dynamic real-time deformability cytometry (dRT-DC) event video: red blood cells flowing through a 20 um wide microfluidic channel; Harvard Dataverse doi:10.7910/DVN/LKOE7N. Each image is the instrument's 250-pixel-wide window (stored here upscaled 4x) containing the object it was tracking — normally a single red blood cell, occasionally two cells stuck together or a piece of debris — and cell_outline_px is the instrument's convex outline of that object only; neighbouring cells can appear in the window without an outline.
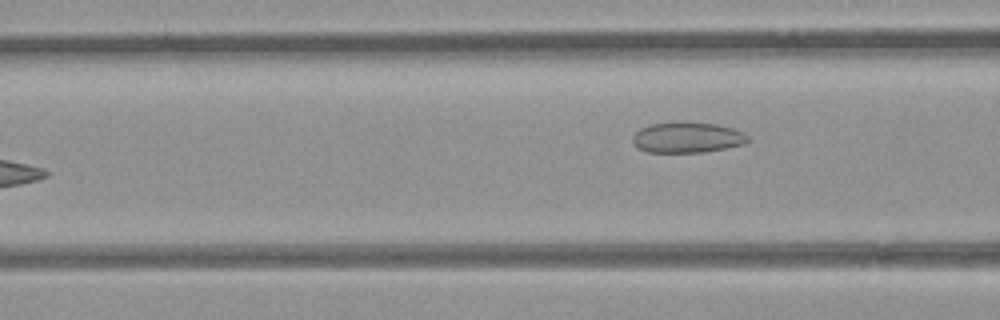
{"species": "common noctule bat (a hibernating species)", "species_latin": "Nyctalus noctula", "temperature_condition": "room temperature", "stored_images_in_passage": 8, "camera_frame_rate_fps": 3000, "um_per_image_px": 0.085, "animal": {"sex": "female", "body_mass_g": 21.9}, "frame": {"image": 1, "passage_image": 8, "time_ms": 9.0, "image_size_px": [1000, 320], "cell_outline_px": [[748, 140], [744, 144], [704, 152], [648, 152], [640, 148], [632, 140], [632, 136], [640, 128], [652, 124], [716, 124], [732, 128], [744, 132], [748, 136]], "centroid_in_image_um": [58.44, 11.71], "position_along_channel_um": 108.2, "area_um2": 19.77}}